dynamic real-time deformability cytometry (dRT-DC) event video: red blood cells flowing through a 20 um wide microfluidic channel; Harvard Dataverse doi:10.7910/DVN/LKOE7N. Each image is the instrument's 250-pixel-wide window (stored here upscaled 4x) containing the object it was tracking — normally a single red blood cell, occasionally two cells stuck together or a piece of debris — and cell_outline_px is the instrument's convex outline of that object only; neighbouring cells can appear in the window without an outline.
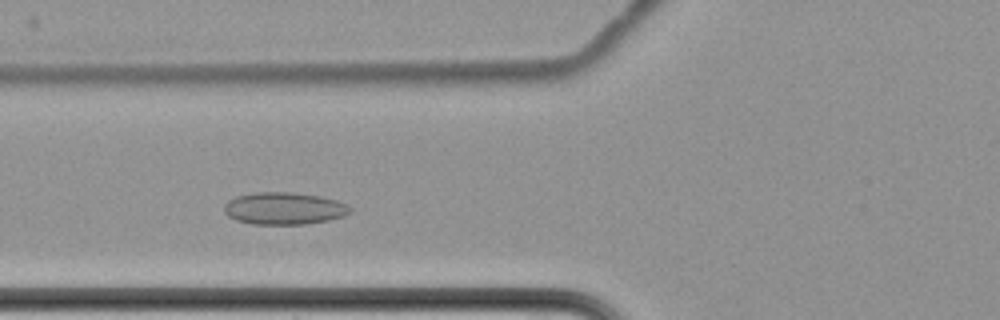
{"species": "common noctule bat (a hibernating species)", "species_latin": "Nyctalus noctula", "temperature_condition": "cold", "stored_images_in_passage": 6, "camera_frame_rate_fps": 3000, "um_per_image_px": 0.085, "animal": {"sex": "female", "body_mass_g": 22.7, "forearm_length_mm": 54.2}, "frame": {"image": 1, "passage_image": 4, "time_ms": 3.667, "image_size_px": [1000, 320], "cell_outline_px": [[352, 212], [344, 216], [328, 220], [304, 224], [252, 224], [236, 220], [228, 216], [224, 212], [224, 204], [228, 200], [236, 196], [252, 192], [292, 192], [320, 196], [336, 200], [348, 204], [352, 208]], "centroid_in_image_um": [24.15, 17.71], "position_along_channel_um": 101.7, "area_um2": 23.87}}
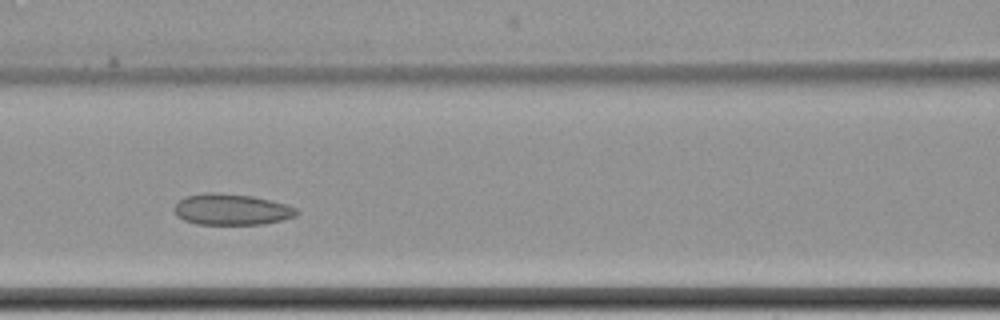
{"frame": {"image": 2, "passage_image": 5, "time_ms": 5.0, "image_size_px": [1000, 320], "cell_outline_px": [[300, 212], [296, 216], [264, 224], [196, 224], [184, 220], [176, 216], [172, 208], [184, 196], [204, 192], [216, 192], [252, 196], [272, 200], [296, 208]], "centroid_in_image_um": [19.64, 17.79], "position_along_channel_um": 147.0, "area_um2": 22.37}}
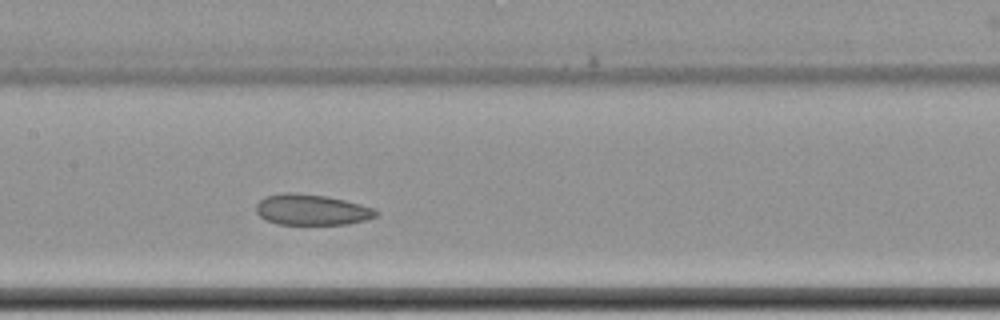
{"frame": {"image": 3, "passage_image": 6, "time_ms": 6.0, "image_size_px": [1000, 320], "cell_outline_px": [[380, 212], [376, 216], [364, 220], [348, 224], [276, 224], [260, 216], [256, 212], [256, 204], [264, 196], [288, 192], [292, 192], [328, 196], [360, 204], [372, 208]], "centroid_in_image_um": [26.47, 17.82], "position_along_channel_um": 180.9, "area_um2": 21.44}}